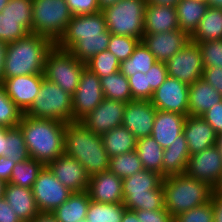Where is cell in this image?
Masks as SVG:
<instances>
[{"mask_svg": "<svg viewBox=\"0 0 222 222\" xmlns=\"http://www.w3.org/2000/svg\"><path fill=\"white\" fill-rule=\"evenodd\" d=\"M111 33L107 30L104 14L72 16L62 37L55 44L70 51L78 60L86 63L94 55L107 50Z\"/></svg>", "mask_w": 222, "mask_h": 222, "instance_id": "1", "label": "cell"}, {"mask_svg": "<svg viewBox=\"0 0 222 222\" xmlns=\"http://www.w3.org/2000/svg\"><path fill=\"white\" fill-rule=\"evenodd\" d=\"M18 127L23 133L30 158L47 166L64 154L65 123L23 114Z\"/></svg>", "mask_w": 222, "mask_h": 222, "instance_id": "2", "label": "cell"}, {"mask_svg": "<svg viewBox=\"0 0 222 222\" xmlns=\"http://www.w3.org/2000/svg\"><path fill=\"white\" fill-rule=\"evenodd\" d=\"M64 154L78 160L89 176L109 170V157L101 135L81 121L65 123Z\"/></svg>", "mask_w": 222, "mask_h": 222, "instance_id": "3", "label": "cell"}, {"mask_svg": "<svg viewBox=\"0 0 222 222\" xmlns=\"http://www.w3.org/2000/svg\"><path fill=\"white\" fill-rule=\"evenodd\" d=\"M54 45L50 39L35 33L8 43L3 78L44 74L45 58Z\"/></svg>", "mask_w": 222, "mask_h": 222, "instance_id": "4", "label": "cell"}, {"mask_svg": "<svg viewBox=\"0 0 222 222\" xmlns=\"http://www.w3.org/2000/svg\"><path fill=\"white\" fill-rule=\"evenodd\" d=\"M164 207L173 219L187 210L211 201L213 187L184 174L163 178Z\"/></svg>", "mask_w": 222, "mask_h": 222, "instance_id": "5", "label": "cell"}, {"mask_svg": "<svg viewBox=\"0 0 222 222\" xmlns=\"http://www.w3.org/2000/svg\"><path fill=\"white\" fill-rule=\"evenodd\" d=\"M163 176L154 171L143 169L122 179L123 204L126 209L159 210L164 207Z\"/></svg>", "mask_w": 222, "mask_h": 222, "instance_id": "6", "label": "cell"}, {"mask_svg": "<svg viewBox=\"0 0 222 222\" xmlns=\"http://www.w3.org/2000/svg\"><path fill=\"white\" fill-rule=\"evenodd\" d=\"M147 0H120L104 7L107 30L114 35L131 36L142 40Z\"/></svg>", "mask_w": 222, "mask_h": 222, "instance_id": "7", "label": "cell"}, {"mask_svg": "<svg viewBox=\"0 0 222 222\" xmlns=\"http://www.w3.org/2000/svg\"><path fill=\"white\" fill-rule=\"evenodd\" d=\"M72 16L65 0H32V33L56 44Z\"/></svg>", "mask_w": 222, "mask_h": 222, "instance_id": "8", "label": "cell"}, {"mask_svg": "<svg viewBox=\"0 0 222 222\" xmlns=\"http://www.w3.org/2000/svg\"><path fill=\"white\" fill-rule=\"evenodd\" d=\"M24 114L33 118L54 119L63 123L72 122L73 97L44 78L37 97Z\"/></svg>", "mask_w": 222, "mask_h": 222, "instance_id": "9", "label": "cell"}, {"mask_svg": "<svg viewBox=\"0 0 222 222\" xmlns=\"http://www.w3.org/2000/svg\"><path fill=\"white\" fill-rule=\"evenodd\" d=\"M85 67L70 51L54 45L45 58L44 77L73 96Z\"/></svg>", "mask_w": 222, "mask_h": 222, "instance_id": "10", "label": "cell"}, {"mask_svg": "<svg viewBox=\"0 0 222 222\" xmlns=\"http://www.w3.org/2000/svg\"><path fill=\"white\" fill-rule=\"evenodd\" d=\"M168 76L188 85L194 84L203 75L202 54L198 44L190 41L166 63Z\"/></svg>", "mask_w": 222, "mask_h": 222, "instance_id": "11", "label": "cell"}, {"mask_svg": "<svg viewBox=\"0 0 222 222\" xmlns=\"http://www.w3.org/2000/svg\"><path fill=\"white\" fill-rule=\"evenodd\" d=\"M32 193L40 212H52L73 192L54 176L48 166H43L33 183Z\"/></svg>", "mask_w": 222, "mask_h": 222, "instance_id": "12", "label": "cell"}, {"mask_svg": "<svg viewBox=\"0 0 222 222\" xmlns=\"http://www.w3.org/2000/svg\"><path fill=\"white\" fill-rule=\"evenodd\" d=\"M151 104L157 110L189 115V85L167 76L163 84L153 92Z\"/></svg>", "mask_w": 222, "mask_h": 222, "instance_id": "13", "label": "cell"}, {"mask_svg": "<svg viewBox=\"0 0 222 222\" xmlns=\"http://www.w3.org/2000/svg\"><path fill=\"white\" fill-rule=\"evenodd\" d=\"M73 97V121H80L104 99L100 78L84 68Z\"/></svg>", "mask_w": 222, "mask_h": 222, "instance_id": "14", "label": "cell"}, {"mask_svg": "<svg viewBox=\"0 0 222 222\" xmlns=\"http://www.w3.org/2000/svg\"><path fill=\"white\" fill-rule=\"evenodd\" d=\"M185 174L214 187L222 175V156L217 146L190 155Z\"/></svg>", "mask_w": 222, "mask_h": 222, "instance_id": "15", "label": "cell"}, {"mask_svg": "<svg viewBox=\"0 0 222 222\" xmlns=\"http://www.w3.org/2000/svg\"><path fill=\"white\" fill-rule=\"evenodd\" d=\"M125 107V102L104 98L80 121L93 133L102 135L122 125Z\"/></svg>", "mask_w": 222, "mask_h": 222, "instance_id": "16", "label": "cell"}, {"mask_svg": "<svg viewBox=\"0 0 222 222\" xmlns=\"http://www.w3.org/2000/svg\"><path fill=\"white\" fill-rule=\"evenodd\" d=\"M44 78V74L3 78L1 85L4 87L7 96L24 114L37 97Z\"/></svg>", "mask_w": 222, "mask_h": 222, "instance_id": "17", "label": "cell"}, {"mask_svg": "<svg viewBox=\"0 0 222 222\" xmlns=\"http://www.w3.org/2000/svg\"><path fill=\"white\" fill-rule=\"evenodd\" d=\"M157 109L150 100H133L126 103L122 125L135 138H145L151 135Z\"/></svg>", "mask_w": 222, "mask_h": 222, "instance_id": "18", "label": "cell"}, {"mask_svg": "<svg viewBox=\"0 0 222 222\" xmlns=\"http://www.w3.org/2000/svg\"><path fill=\"white\" fill-rule=\"evenodd\" d=\"M47 166L54 176L71 192L87 191L90 176L83 165L75 158L63 154Z\"/></svg>", "mask_w": 222, "mask_h": 222, "instance_id": "19", "label": "cell"}, {"mask_svg": "<svg viewBox=\"0 0 222 222\" xmlns=\"http://www.w3.org/2000/svg\"><path fill=\"white\" fill-rule=\"evenodd\" d=\"M141 41L155 56L157 62L166 63L190 42V36L178 29L165 33L144 34Z\"/></svg>", "mask_w": 222, "mask_h": 222, "instance_id": "20", "label": "cell"}, {"mask_svg": "<svg viewBox=\"0 0 222 222\" xmlns=\"http://www.w3.org/2000/svg\"><path fill=\"white\" fill-rule=\"evenodd\" d=\"M90 199L100 203H123V182L114 173L104 171L89 178Z\"/></svg>", "mask_w": 222, "mask_h": 222, "instance_id": "21", "label": "cell"}, {"mask_svg": "<svg viewBox=\"0 0 222 222\" xmlns=\"http://www.w3.org/2000/svg\"><path fill=\"white\" fill-rule=\"evenodd\" d=\"M183 134L190 155L216 145L217 134L201 116L188 115L183 126Z\"/></svg>", "mask_w": 222, "mask_h": 222, "instance_id": "22", "label": "cell"}, {"mask_svg": "<svg viewBox=\"0 0 222 222\" xmlns=\"http://www.w3.org/2000/svg\"><path fill=\"white\" fill-rule=\"evenodd\" d=\"M187 116L178 113L157 110L151 137L163 148H167L177 141L183 133V126Z\"/></svg>", "mask_w": 222, "mask_h": 222, "instance_id": "23", "label": "cell"}, {"mask_svg": "<svg viewBox=\"0 0 222 222\" xmlns=\"http://www.w3.org/2000/svg\"><path fill=\"white\" fill-rule=\"evenodd\" d=\"M3 198L22 222H31L40 213L32 189L5 183Z\"/></svg>", "mask_w": 222, "mask_h": 222, "instance_id": "24", "label": "cell"}, {"mask_svg": "<svg viewBox=\"0 0 222 222\" xmlns=\"http://www.w3.org/2000/svg\"><path fill=\"white\" fill-rule=\"evenodd\" d=\"M178 29L175 7L146 4L144 34L165 33Z\"/></svg>", "mask_w": 222, "mask_h": 222, "instance_id": "25", "label": "cell"}, {"mask_svg": "<svg viewBox=\"0 0 222 222\" xmlns=\"http://www.w3.org/2000/svg\"><path fill=\"white\" fill-rule=\"evenodd\" d=\"M222 95L202 78L189 85V115L202 116L220 103Z\"/></svg>", "mask_w": 222, "mask_h": 222, "instance_id": "26", "label": "cell"}, {"mask_svg": "<svg viewBox=\"0 0 222 222\" xmlns=\"http://www.w3.org/2000/svg\"><path fill=\"white\" fill-rule=\"evenodd\" d=\"M163 151V177L184 174L190 157L187 141L182 133Z\"/></svg>", "mask_w": 222, "mask_h": 222, "instance_id": "27", "label": "cell"}, {"mask_svg": "<svg viewBox=\"0 0 222 222\" xmlns=\"http://www.w3.org/2000/svg\"><path fill=\"white\" fill-rule=\"evenodd\" d=\"M88 191L73 192L69 198L52 213L58 222H78L86 219L90 204Z\"/></svg>", "mask_w": 222, "mask_h": 222, "instance_id": "28", "label": "cell"}, {"mask_svg": "<svg viewBox=\"0 0 222 222\" xmlns=\"http://www.w3.org/2000/svg\"><path fill=\"white\" fill-rule=\"evenodd\" d=\"M215 40H222V8L209 6L190 41L197 44Z\"/></svg>", "mask_w": 222, "mask_h": 222, "instance_id": "29", "label": "cell"}, {"mask_svg": "<svg viewBox=\"0 0 222 222\" xmlns=\"http://www.w3.org/2000/svg\"><path fill=\"white\" fill-rule=\"evenodd\" d=\"M209 5L196 0H180L175 6L179 29L191 36L204 17Z\"/></svg>", "mask_w": 222, "mask_h": 222, "instance_id": "30", "label": "cell"}, {"mask_svg": "<svg viewBox=\"0 0 222 222\" xmlns=\"http://www.w3.org/2000/svg\"><path fill=\"white\" fill-rule=\"evenodd\" d=\"M101 137L109 158L136 150L137 139L123 125L102 134Z\"/></svg>", "mask_w": 222, "mask_h": 222, "instance_id": "31", "label": "cell"}, {"mask_svg": "<svg viewBox=\"0 0 222 222\" xmlns=\"http://www.w3.org/2000/svg\"><path fill=\"white\" fill-rule=\"evenodd\" d=\"M164 149L151 136L140 138L136 143V152L144 169L154 171L163 176Z\"/></svg>", "mask_w": 222, "mask_h": 222, "instance_id": "32", "label": "cell"}, {"mask_svg": "<svg viewBox=\"0 0 222 222\" xmlns=\"http://www.w3.org/2000/svg\"><path fill=\"white\" fill-rule=\"evenodd\" d=\"M156 62L155 56L140 41L133 54L121 62L120 72L127 78L138 72L146 74Z\"/></svg>", "mask_w": 222, "mask_h": 222, "instance_id": "33", "label": "cell"}, {"mask_svg": "<svg viewBox=\"0 0 222 222\" xmlns=\"http://www.w3.org/2000/svg\"><path fill=\"white\" fill-rule=\"evenodd\" d=\"M104 98L128 103L133 101L129 80L120 71L100 78Z\"/></svg>", "mask_w": 222, "mask_h": 222, "instance_id": "34", "label": "cell"}, {"mask_svg": "<svg viewBox=\"0 0 222 222\" xmlns=\"http://www.w3.org/2000/svg\"><path fill=\"white\" fill-rule=\"evenodd\" d=\"M126 207L123 203H100L91 200L87 222H121Z\"/></svg>", "mask_w": 222, "mask_h": 222, "instance_id": "35", "label": "cell"}, {"mask_svg": "<svg viewBox=\"0 0 222 222\" xmlns=\"http://www.w3.org/2000/svg\"><path fill=\"white\" fill-rule=\"evenodd\" d=\"M136 150L109 158V171L119 178H127L143 170Z\"/></svg>", "mask_w": 222, "mask_h": 222, "instance_id": "36", "label": "cell"}, {"mask_svg": "<svg viewBox=\"0 0 222 222\" xmlns=\"http://www.w3.org/2000/svg\"><path fill=\"white\" fill-rule=\"evenodd\" d=\"M43 166L44 165L41 162L36 161L33 158L16 163L8 183L32 189L33 183L36 181L38 173Z\"/></svg>", "mask_w": 222, "mask_h": 222, "instance_id": "37", "label": "cell"}, {"mask_svg": "<svg viewBox=\"0 0 222 222\" xmlns=\"http://www.w3.org/2000/svg\"><path fill=\"white\" fill-rule=\"evenodd\" d=\"M4 156L15 164L29 159V153L21 129L17 126L7 128Z\"/></svg>", "mask_w": 222, "mask_h": 222, "instance_id": "38", "label": "cell"}, {"mask_svg": "<svg viewBox=\"0 0 222 222\" xmlns=\"http://www.w3.org/2000/svg\"><path fill=\"white\" fill-rule=\"evenodd\" d=\"M120 64L119 60L109 50H104L88 60L86 68L102 78L120 71Z\"/></svg>", "mask_w": 222, "mask_h": 222, "instance_id": "39", "label": "cell"}, {"mask_svg": "<svg viewBox=\"0 0 222 222\" xmlns=\"http://www.w3.org/2000/svg\"><path fill=\"white\" fill-rule=\"evenodd\" d=\"M22 116V111L7 96L4 87L0 84V126L6 128L17 127Z\"/></svg>", "mask_w": 222, "mask_h": 222, "instance_id": "40", "label": "cell"}, {"mask_svg": "<svg viewBox=\"0 0 222 222\" xmlns=\"http://www.w3.org/2000/svg\"><path fill=\"white\" fill-rule=\"evenodd\" d=\"M1 14L23 19V26L32 33V0H8Z\"/></svg>", "mask_w": 222, "mask_h": 222, "instance_id": "41", "label": "cell"}, {"mask_svg": "<svg viewBox=\"0 0 222 222\" xmlns=\"http://www.w3.org/2000/svg\"><path fill=\"white\" fill-rule=\"evenodd\" d=\"M30 32L23 26V19L6 17L0 13V40L6 44L25 37Z\"/></svg>", "mask_w": 222, "mask_h": 222, "instance_id": "42", "label": "cell"}, {"mask_svg": "<svg viewBox=\"0 0 222 222\" xmlns=\"http://www.w3.org/2000/svg\"><path fill=\"white\" fill-rule=\"evenodd\" d=\"M140 41V39L131 36L111 34L107 50H109L121 63L133 54L134 49Z\"/></svg>", "mask_w": 222, "mask_h": 222, "instance_id": "43", "label": "cell"}, {"mask_svg": "<svg viewBox=\"0 0 222 222\" xmlns=\"http://www.w3.org/2000/svg\"><path fill=\"white\" fill-rule=\"evenodd\" d=\"M202 54L203 67L219 66L222 69V40L197 43Z\"/></svg>", "mask_w": 222, "mask_h": 222, "instance_id": "44", "label": "cell"}, {"mask_svg": "<svg viewBox=\"0 0 222 222\" xmlns=\"http://www.w3.org/2000/svg\"><path fill=\"white\" fill-rule=\"evenodd\" d=\"M174 222H213L212 203L207 202L201 206L187 210L174 219Z\"/></svg>", "mask_w": 222, "mask_h": 222, "instance_id": "45", "label": "cell"}, {"mask_svg": "<svg viewBox=\"0 0 222 222\" xmlns=\"http://www.w3.org/2000/svg\"><path fill=\"white\" fill-rule=\"evenodd\" d=\"M128 80L133 100L151 99L154 91L148 86L147 76L144 73H135L133 76L128 77Z\"/></svg>", "mask_w": 222, "mask_h": 222, "instance_id": "46", "label": "cell"}, {"mask_svg": "<svg viewBox=\"0 0 222 222\" xmlns=\"http://www.w3.org/2000/svg\"><path fill=\"white\" fill-rule=\"evenodd\" d=\"M73 16L101 11L97 0H65Z\"/></svg>", "mask_w": 222, "mask_h": 222, "instance_id": "47", "label": "cell"}, {"mask_svg": "<svg viewBox=\"0 0 222 222\" xmlns=\"http://www.w3.org/2000/svg\"><path fill=\"white\" fill-rule=\"evenodd\" d=\"M145 76H147L148 86L153 91L157 90L168 76L166 64L164 62H156Z\"/></svg>", "mask_w": 222, "mask_h": 222, "instance_id": "48", "label": "cell"}, {"mask_svg": "<svg viewBox=\"0 0 222 222\" xmlns=\"http://www.w3.org/2000/svg\"><path fill=\"white\" fill-rule=\"evenodd\" d=\"M135 212L139 222H174L173 217L165 207L159 210H137Z\"/></svg>", "mask_w": 222, "mask_h": 222, "instance_id": "49", "label": "cell"}, {"mask_svg": "<svg viewBox=\"0 0 222 222\" xmlns=\"http://www.w3.org/2000/svg\"><path fill=\"white\" fill-rule=\"evenodd\" d=\"M218 135L222 133V100L201 116Z\"/></svg>", "mask_w": 222, "mask_h": 222, "instance_id": "50", "label": "cell"}, {"mask_svg": "<svg viewBox=\"0 0 222 222\" xmlns=\"http://www.w3.org/2000/svg\"><path fill=\"white\" fill-rule=\"evenodd\" d=\"M202 79L222 95V69L219 66L204 67Z\"/></svg>", "mask_w": 222, "mask_h": 222, "instance_id": "51", "label": "cell"}, {"mask_svg": "<svg viewBox=\"0 0 222 222\" xmlns=\"http://www.w3.org/2000/svg\"><path fill=\"white\" fill-rule=\"evenodd\" d=\"M0 222H22L3 197L0 198Z\"/></svg>", "mask_w": 222, "mask_h": 222, "instance_id": "52", "label": "cell"}, {"mask_svg": "<svg viewBox=\"0 0 222 222\" xmlns=\"http://www.w3.org/2000/svg\"><path fill=\"white\" fill-rule=\"evenodd\" d=\"M15 163L5 156H0V180L4 183H8L12 176V170Z\"/></svg>", "mask_w": 222, "mask_h": 222, "instance_id": "53", "label": "cell"}, {"mask_svg": "<svg viewBox=\"0 0 222 222\" xmlns=\"http://www.w3.org/2000/svg\"><path fill=\"white\" fill-rule=\"evenodd\" d=\"M213 222H222V195L212 194Z\"/></svg>", "mask_w": 222, "mask_h": 222, "instance_id": "54", "label": "cell"}, {"mask_svg": "<svg viewBox=\"0 0 222 222\" xmlns=\"http://www.w3.org/2000/svg\"><path fill=\"white\" fill-rule=\"evenodd\" d=\"M31 222H58L52 212H40Z\"/></svg>", "mask_w": 222, "mask_h": 222, "instance_id": "55", "label": "cell"}, {"mask_svg": "<svg viewBox=\"0 0 222 222\" xmlns=\"http://www.w3.org/2000/svg\"><path fill=\"white\" fill-rule=\"evenodd\" d=\"M7 44L0 40V84L3 80L4 61Z\"/></svg>", "mask_w": 222, "mask_h": 222, "instance_id": "56", "label": "cell"}, {"mask_svg": "<svg viewBox=\"0 0 222 222\" xmlns=\"http://www.w3.org/2000/svg\"><path fill=\"white\" fill-rule=\"evenodd\" d=\"M121 222H139L135 211L125 209Z\"/></svg>", "mask_w": 222, "mask_h": 222, "instance_id": "57", "label": "cell"}, {"mask_svg": "<svg viewBox=\"0 0 222 222\" xmlns=\"http://www.w3.org/2000/svg\"><path fill=\"white\" fill-rule=\"evenodd\" d=\"M180 0H147V4L175 7Z\"/></svg>", "mask_w": 222, "mask_h": 222, "instance_id": "58", "label": "cell"}, {"mask_svg": "<svg viewBox=\"0 0 222 222\" xmlns=\"http://www.w3.org/2000/svg\"><path fill=\"white\" fill-rule=\"evenodd\" d=\"M7 128L0 126V156H4Z\"/></svg>", "mask_w": 222, "mask_h": 222, "instance_id": "59", "label": "cell"}, {"mask_svg": "<svg viewBox=\"0 0 222 222\" xmlns=\"http://www.w3.org/2000/svg\"><path fill=\"white\" fill-rule=\"evenodd\" d=\"M100 9L102 10L104 7L117 3L120 0H97Z\"/></svg>", "mask_w": 222, "mask_h": 222, "instance_id": "60", "label": "cell"}, {"mask_svg": "<svg viewBox=\"0 0 222 222\" xmlns=\"http://www.w3.org/2000/svg\"><path fill=\"white\" fill-rule=\"evenodd\" d=\"M213 193L222 195V175L220 176L216 185L213 187Z\"/></svg>", "mask_w": 222, "mask_h": 222, "instance_id": "61", "label": "cell"}, {"mask_svg": "<svg viewBox=\"0 0 222 222\" xmlns=\"http://www.w3.org/2000/svg\"><path fill=\"white\" fill-rule=\"evenodd\" d=\"M208 5L211 7L222 8V0H208Z\"/></svg>", "mask_w": 222, "mask_h": 222, "instance_id": "62", "label": "cell"}, {"mask_svg": "<svg viewBox=\"0 0 222 222\" xmlns=\"http://www.w3.org/2000/svg\"><path fill=\"white\" fill-rule=\"evenodd\" d=\"M216 146L219 149V152L222 156V133L217 135Z\"/></svg>", "mask_w": 222, "mask_h": 222, "instance_id": "63", "label": "cell"}, {"mask_svg": "<svg viewBox=\"0 0 222 222\" xmlns=\"http://www.w3.org/2000/svg\"><path fill=\"white\" fill-rule=\"evenodd\" d=\"M8 0H0V13L4 9V7L7 5Z\"/></svg>", "mask_w": 222, "mask_h": 222, "instance_id": "64", "label": "cell"}, {"mask_svg": "<svg viewBox=\"0 0 222 222\" xmlns=\"http://www.w3.org/2000/svg\"><path fill=\"white\" fill-rule=\"evenodd\" d=\"M4 185L5 183L2 180H0V198L3 197Z\"/></svg>", "mask_w": 222, "mask_h": 222, "instance_id": "65", "label": "cell"}, {"mask_svg": "<svg viewBox=\"0 0 222 222\" xmlns=\"http://www.w3.org/2000/svg\"><path fill=\"white\" fill-rule=\"evenodd\" d=\"M196 1L208 4V0H196Z\"/></svg>", "mask_w": 222, "mask_h": 222, "instance_id": "66", "label": "cell"}]
</instances>
